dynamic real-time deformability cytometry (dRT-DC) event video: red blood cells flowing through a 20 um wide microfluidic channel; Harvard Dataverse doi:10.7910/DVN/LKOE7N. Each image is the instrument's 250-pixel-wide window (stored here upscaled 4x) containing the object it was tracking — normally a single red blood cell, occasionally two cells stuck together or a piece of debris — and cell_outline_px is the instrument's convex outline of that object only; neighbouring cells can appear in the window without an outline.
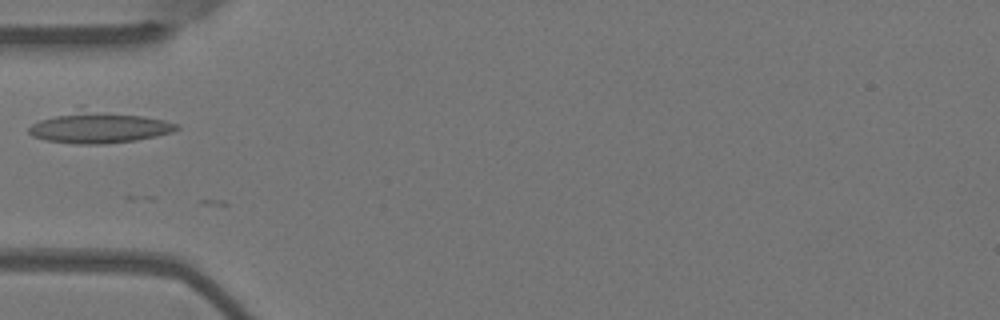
{"species": "Egyptian fruit bat (a non-hibernating species)", "species_latin": "Rousettus aegyptiacus", "temperature_condition": "warm", "stored_images_in_passage": 7, "camera_frame_rate_fps": 3000, "um_per_image_px": 0.085, "animal": {"sex": "female"}, "frame": {"image": 1, "passage_image": 2, "time_ms": 0.333, "image_size_px": [1000, 320], "cell_outline_px": [[180, 128], [172, 132], [156, 136], [136, 140], [104, 144], [76, 144], [48, 140], [32, 136], [28, 132], [28, 128], [32, 124], [40, 120], [80, 104], [84, 104], [164, 120], [180, 124]], "centroid_in_image_um": [8.39, 10.74], "position_along_channel_um": 76.6, "area_um2": 28.55}}